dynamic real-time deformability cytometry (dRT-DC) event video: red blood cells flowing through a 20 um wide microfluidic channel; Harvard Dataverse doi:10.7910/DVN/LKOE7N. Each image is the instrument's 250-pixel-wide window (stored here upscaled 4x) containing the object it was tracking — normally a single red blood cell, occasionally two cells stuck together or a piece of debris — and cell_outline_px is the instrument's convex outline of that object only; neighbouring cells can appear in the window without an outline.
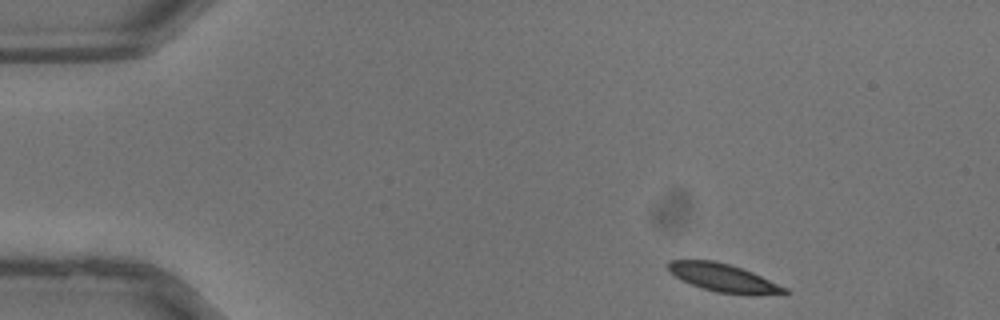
{"species": "common noctule bat (a hibernating species)", "species_latin": "Nyctalus noctula", "temperature_condition": "warm", "stored_images_in_passage": 33, "camera_frame_rate_fps": 3000, "um_per_image_px": 0.085, "animal": {"sex": "male", "body_mass_g": 13.3}, "frame": {"image": 1, "passage_image": 1, "time_ms": 0.0, "image_size_px": [1000, 320], "cell_outline_px": [[792, 292], [752, 296], [748, 296], [716, 292], [692, 284], [668, 272], [668, 260], [712, 260], [728, 264], [752, 272], [788, 288]], "centroid_in_image_um": [61.54, 23.63], "position_along_channel_um": 23.5, "area_um2": 19.02}}
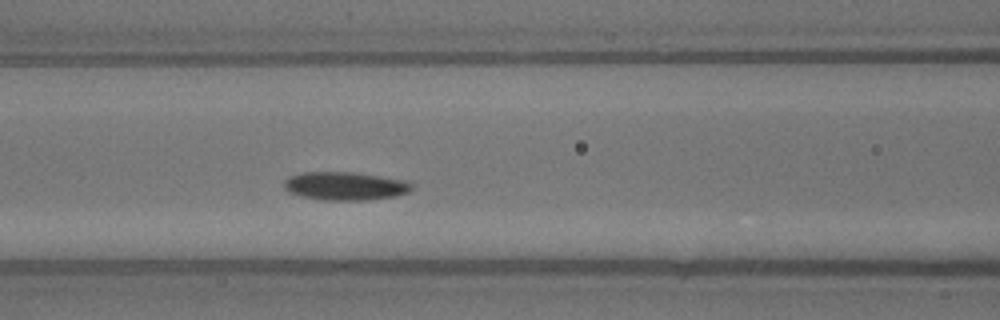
{"frame": {"image": 2, "passage_image": 12, "time_ms": 3.667, "image_size_px": [1000, 320], "cell_outline_px": [[412, 188], [408, 192], [396, 196], [368, 200], [320, 200], [288, 192], [284, 188], [284, 180], [288, 176], [304, 172], [352, 172], [408, 180], [412, 184]], "centroid_in_image_um": [29.34, 15.81], "position_along_channel_um": 137.3, "area_um2": 21.15}}
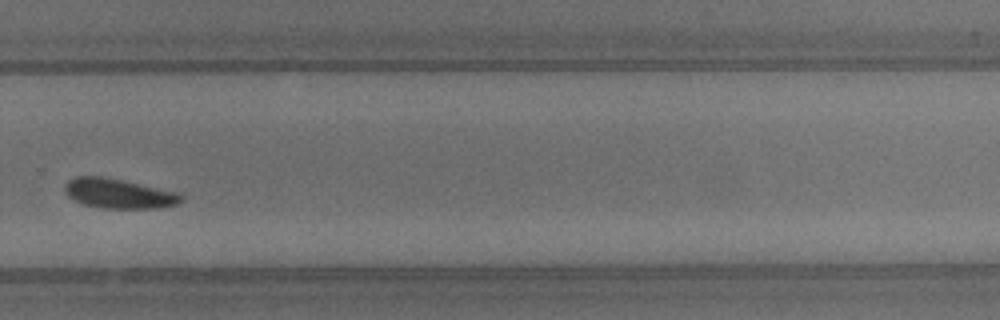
{"frame": {"image": 3, "passage_image": 22, "time_ms": 7.0, "image_size_px": [1000, 320], "cell_outline_px": [[184, 200], [176, 204], [160, 208], [100, 208], [84, 204], [68, 196], [64, 192], [64, 184], [68, 180], [76, 176], [100, 176], [120, 180], [176, 192], [184, 196]], "centroid_in_image_um": [10.06, 16.46], "position_along_channel_um": 319.7, "area_um2": 19.94}}